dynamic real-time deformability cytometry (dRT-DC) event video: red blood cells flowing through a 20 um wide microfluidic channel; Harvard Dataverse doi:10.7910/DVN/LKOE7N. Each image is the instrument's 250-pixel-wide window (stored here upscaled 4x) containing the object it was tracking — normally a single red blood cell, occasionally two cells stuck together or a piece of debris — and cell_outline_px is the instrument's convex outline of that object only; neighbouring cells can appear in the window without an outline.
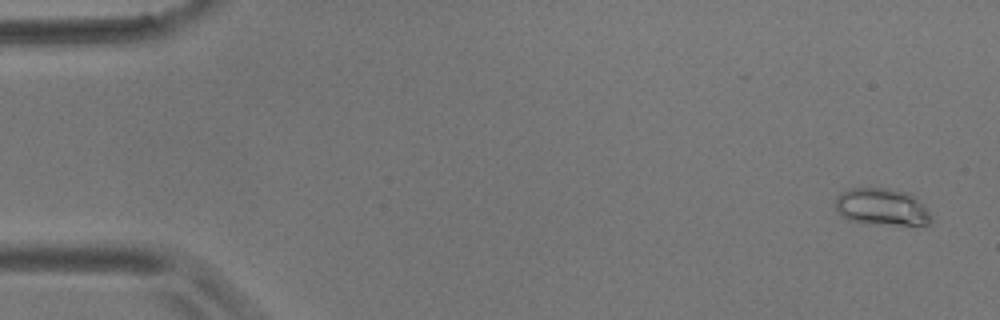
{"species": "common noctule bat (a hibernating species)", "species_latin": "Nyctalus noctula", "temperature_condition": "room temperature", "stored_images_in_passage": 5, "camera_frame_rate_fps": 3000, "um_per_image_px": 0.085, "animal": {"sex": "male", "body_mass_g": 17.9}, "frame": {"image": 1, "passage_image": 1, "time_ms": 0.0, "image_size_px": [1000, 320], "cell_outline_px": [[932, 220], [924, 228], [868, 224], [848, 220], [836, 208], [836, 196], [840, 192], [848, 188], [888, 188], [908, 192], [916, 196], [932, 216]], "centroid_in_image_um": [75.04, 17.63], "position_along_channel_um": 10.0, "area_um2": 21.62}}